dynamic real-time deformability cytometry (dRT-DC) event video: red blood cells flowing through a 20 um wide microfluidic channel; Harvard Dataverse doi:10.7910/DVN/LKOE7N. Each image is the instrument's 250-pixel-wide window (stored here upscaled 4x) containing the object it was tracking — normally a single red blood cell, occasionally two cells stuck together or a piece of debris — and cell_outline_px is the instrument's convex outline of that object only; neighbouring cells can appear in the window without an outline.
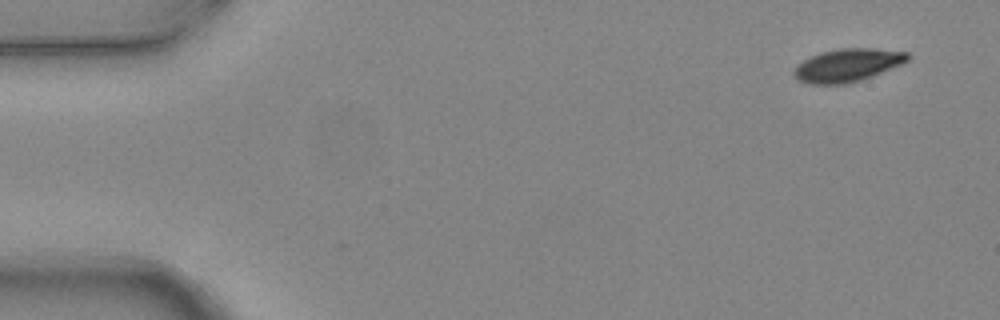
{"species": "common noctule bat (a hibernating species)", "species_latin": "Nyctalus noctula", "temperature_condition": "warm", "stored_images_in_passage": 7, "camera_frame_rate_fps": 3000, "um_per_image_px": 0.085, "animal": {"sex": "female", "body_mass_g": 24.6, "forearm_length_mm": 56.2}, "frame": {"image": 1, "passage_image": 1, "time_ms": 0.0, "image_size_px": [1000, 320], "cell_outline_px": [[908, 60], [900, 64], [872, 76], [860, 80], [844, 84], [808, 84], [800, 80], [792, 72], [804, 60], [820, 52], [840, 48], [872, 48], [908, 52]], "centroid_in_image_um": [72.04, 5.53], "position_along_channel_um": 13.0, "area_um2": 21.44}}
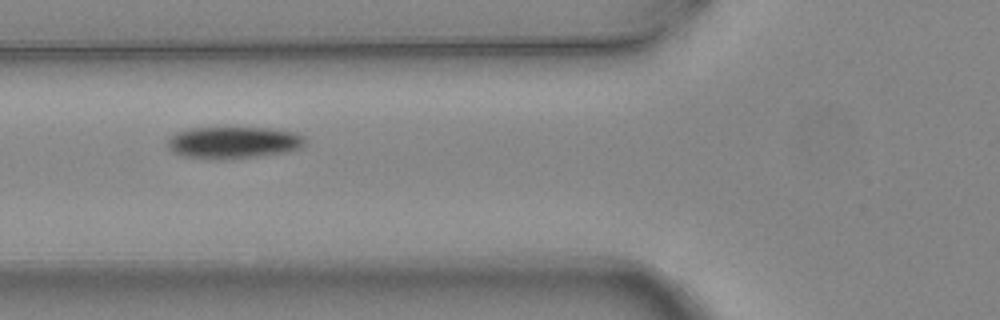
{"frame": {"image": 2, "passage_image": 5, "time_ms": 1.333, "image_size_px": [1000, 320], "cell_outline_px": [[304, 144], [300, 148], [288, 152], [260, 156], [228, 160], [184, 156], [172, 152], [168, 148], [168, 140], [176, 132], [188, 128], [268, 128], [296, 132], [304, 136]], "centroid_in_image_um": [19.86, 12.12], "position_along_channel_um": 105.9, "area_um2": 25.66}}
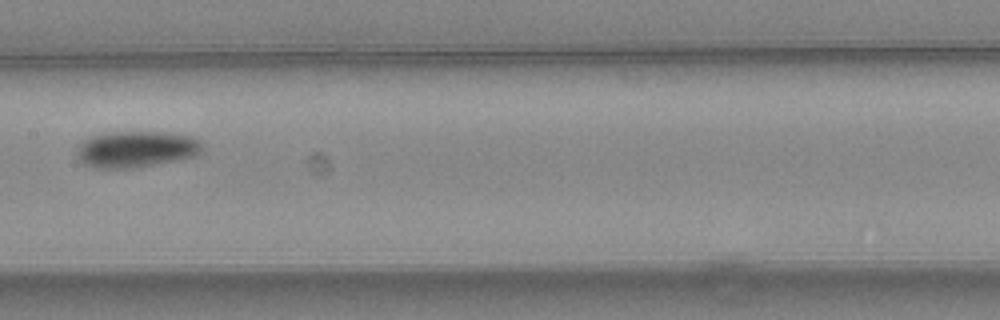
{"frame": {"image": 3, "passage_image": 7, "time_ms": 2.0, "image_size_px": [1000, 320], "cell_outline_px": [[204, 148], [196, 156], [180, 160], [132, 168], [92, 168], [80, 164], [76, 156], [76, 148], [84, 140], [92, 136], [108, 132], [164, 132], [192, 136], [200, 140], [204, 144]], "centroid_in_image_um": [11.57, 12.69], "position_along_channel_um": 195.8, "area_um2": 27.11}}